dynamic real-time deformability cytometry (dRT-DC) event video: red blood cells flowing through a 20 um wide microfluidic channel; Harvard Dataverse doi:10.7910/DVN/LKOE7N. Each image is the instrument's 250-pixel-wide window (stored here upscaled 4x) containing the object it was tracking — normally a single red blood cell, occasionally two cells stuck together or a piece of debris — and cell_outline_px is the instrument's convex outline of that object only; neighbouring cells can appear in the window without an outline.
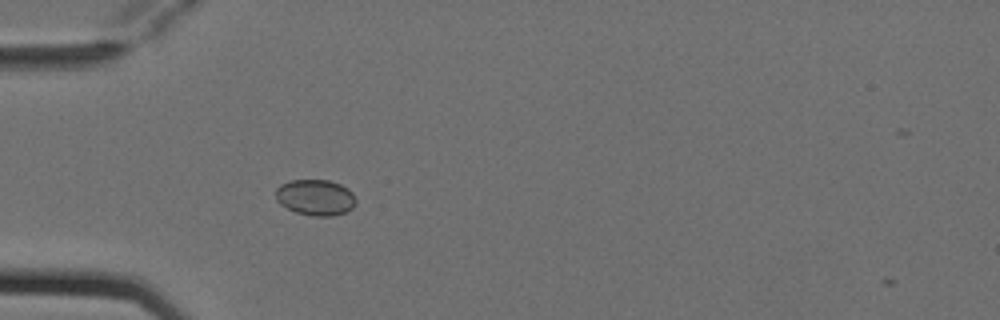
{"species": "Egyptian fruit bat (a non-hibernating species)", "species_latin": "Rousettus aegyptiacus", "temperature_condition": "cold", "stored_images_in_passage": 4, "camera_frame_rate_fps": 3000, "um_per_image_px": 0.085, "animal": {"sex": "female"}, "frame": {"image": 1, "passage_image": 4, "time_ms": 1.0, "image_size_px": [1000, 320], "cell_outline_px": [[356, 204], [348, 212], [332, 216], [312, 216], [296, 212], [280, 204], [276, 200], [276, 188], [280, 184], [292, 180], [328, 180], [340, 184], [348, 188], [352, 192], [356, 200]], "centroid_in_image_um": [26.83, 16.78], "position_along_channel_um": 58.2, "area_um2": 16.94}}